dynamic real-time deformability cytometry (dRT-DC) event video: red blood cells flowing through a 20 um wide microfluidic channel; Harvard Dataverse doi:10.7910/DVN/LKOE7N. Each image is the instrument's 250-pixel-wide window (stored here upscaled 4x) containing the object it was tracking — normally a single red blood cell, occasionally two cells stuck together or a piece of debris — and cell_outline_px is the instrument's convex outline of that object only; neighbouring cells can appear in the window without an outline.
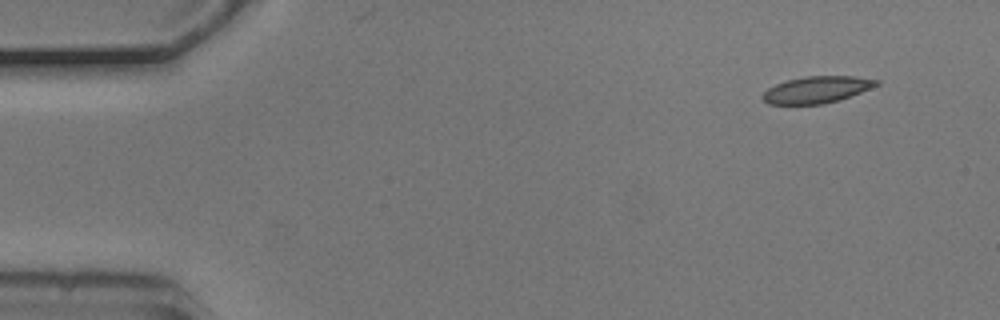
{"species": "common noctule bat (a hibernating species)", "species_latin": "Nyctalus noctula", "temperature_condition": "cold", "stored_images_in_passage": 4, "camera_frame_rate_fps": 3000, "um_per_image_px": 0.085, "animal": {"sex": "male", "body_mass_g": 20.5, "forearm_length_mm": 52.5}, "frame": {"image": 1, "passage_image": 1, "time_ms": 0.0, "image_size_px": [1000, 320], "cell_outline_px": [[880, 84], [860, 92], [824, 104], [768, 104], [760, 96], [768, 88], [776, 84], [788, 80], [808, 76], [852, 76], [880, 80]], "centroid_in_image_um": [69.4, 7.62], "position_along_channel_um": 15.6, "area_um2": 17.46}}